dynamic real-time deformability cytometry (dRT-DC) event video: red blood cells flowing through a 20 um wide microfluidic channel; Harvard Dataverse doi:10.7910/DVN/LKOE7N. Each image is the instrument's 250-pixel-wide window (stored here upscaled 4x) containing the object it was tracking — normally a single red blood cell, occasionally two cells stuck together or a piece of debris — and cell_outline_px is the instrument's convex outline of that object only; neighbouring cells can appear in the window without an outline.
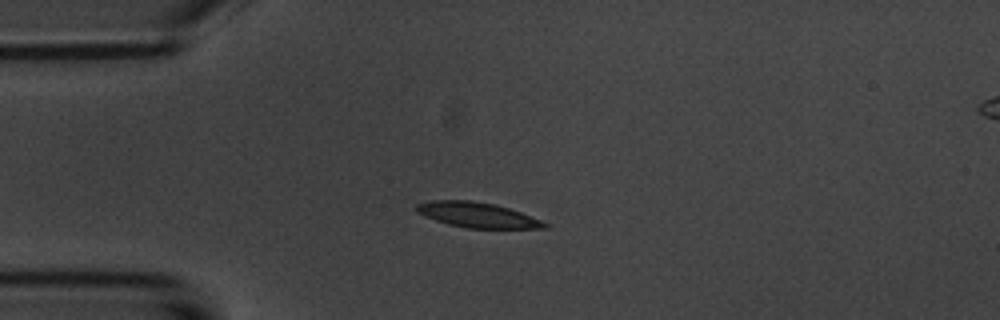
{"species": "common noctule bat (a hibernating species)", "species_latin": "Nyctalus noctula", "temperature_condition": "room temperature", "stored_images_in_passage": 5, "camera_frame_rate_fps": 3000, "um_per_image_px": 0.085, "animal": {"sex": "male", "body_mass_g": 20.1, "forearm_length_mm": 53.5}, "frame": {"image": 1, "passage_image": 2, "time_ms": 1.333, "image_size_px": [1000, 320], "cell_outline_px": [[548, 228], [468, 228], [448, 224], [424, 216], [416, 212], [412, 208], [416, 204], [432, 200], [472, 200], [496, 204], [520, 212], [540, 220], [548, 224]], "centroid_in_image_um": [40.51, 18.26], "position_along_channel_um": 44.5, "area_um2": 18.79}}
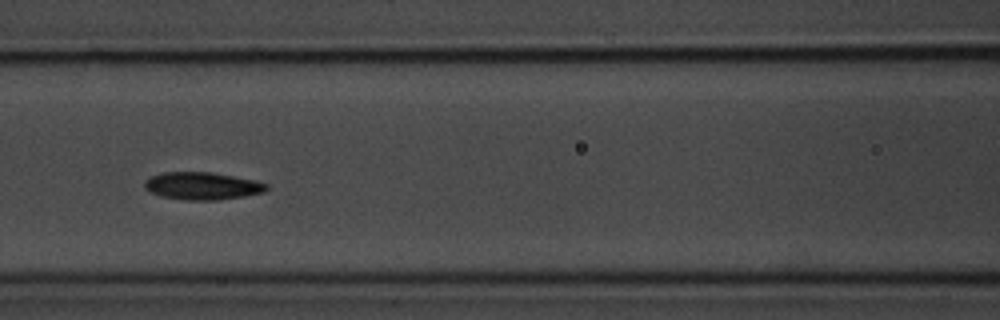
{"frame": {"image": 2, "passage_image": 5, "time_ms": 4.667, "image_size_px": [1000, 320], "cell_outline_px": [[268, 188], [264, 192], [244, 196], [216, 200], [184, 200], [160, 196], [144, 188], [144, 180], [148, 176], [164, 172], [212, 172], [252, 180], [268, 184]], "centroid_in_image_um": [17.14, 15.8], "position_along_channel_um": 149.5, "area_um2": 19.54}}